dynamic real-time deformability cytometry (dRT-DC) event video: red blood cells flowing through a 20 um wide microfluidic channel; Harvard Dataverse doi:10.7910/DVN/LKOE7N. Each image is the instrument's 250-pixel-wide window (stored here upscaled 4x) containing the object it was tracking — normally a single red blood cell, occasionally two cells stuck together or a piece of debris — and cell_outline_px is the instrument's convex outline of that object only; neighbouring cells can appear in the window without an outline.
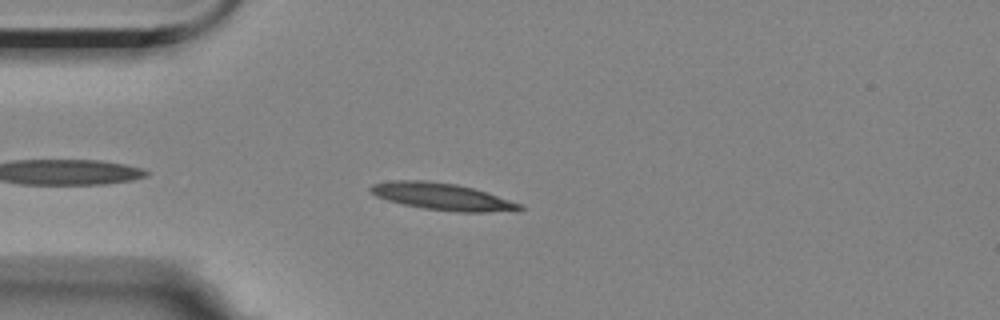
{"species": "Egyptian fruit bat (a non-hibernating species)", "species_latin": "Rousettus aegyptiacus", "temperature_condition": "room temperature", "stored_images_in_passage": 38, "camera_frame_rate_fps": 3000, "um_per_image_px": 0.085, "animal": {"sex": "female"}, "frame": {"image": 1, "passage_image": 4, "time_ms": 1.0, "image_size_px": [1000, 320], "cell_outline_px": [[524, 208], [520, 212], [456, 212], [424, 208], [404, 204], [388, 200], [376, 196], [368, 188], [372, 184], [392, 180], [424, 180], [456, 184], [472, 188], [520, 204]], "centroid_in_image_um": [37.6, 16.72], "position_along_channel_um": 47.4, "area_um2": 23.24}}
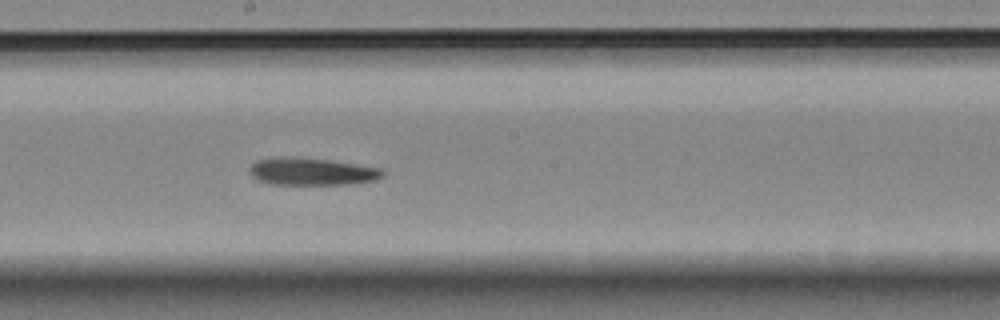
{"frame": {"image": 2, "passage_image": 20, "time_ms": 6.333, "image_size_px": [1000, 320], "cell_outline_px": [[384, 176], [376, 180], [348, 184], [272, 184], [256, 180], [248, 172], [248, 168], [256, 160], [276, 156], [280, 156], [328, 160], [384, 168]], "centroid_in_image_um": [26.48, 14.58], "position_along_channel_um": 221.7, "area_um2": 21.39}}
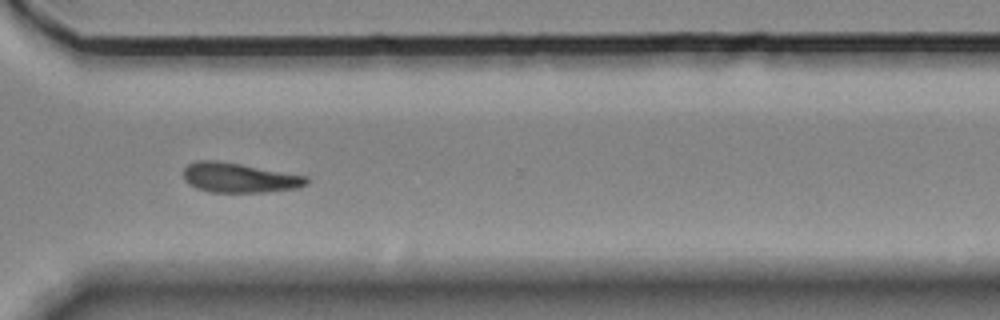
{"frame": {"image": 3, "passage_image": 31, "time_ms": 10.0, "image_size_px": [1000, 320], "cell_outline_px": [[308, 184], [296, 188], [268, 192], [208, 192], [196, 188], [188, 184], [184, 180], [184, 168], [188, 164], [196, 160], [216, 160], [240, 164], [308, 176]], "centroid_in_image_um": [20.31, 15.11], "position_along_channel_um": 350.3, "area_um2": 21.39}, "authors_computed_cell_mechanics": {"area_um2": 21.7328, "velocity_mm_per_s": 3.509, "shape_relaxation_time_tau1_ms": 7.8488, "shape_relaxation_time_tau2_ms": null, "deformation_change_tau1": 0.1651, "deformation_change_tau2": null}}